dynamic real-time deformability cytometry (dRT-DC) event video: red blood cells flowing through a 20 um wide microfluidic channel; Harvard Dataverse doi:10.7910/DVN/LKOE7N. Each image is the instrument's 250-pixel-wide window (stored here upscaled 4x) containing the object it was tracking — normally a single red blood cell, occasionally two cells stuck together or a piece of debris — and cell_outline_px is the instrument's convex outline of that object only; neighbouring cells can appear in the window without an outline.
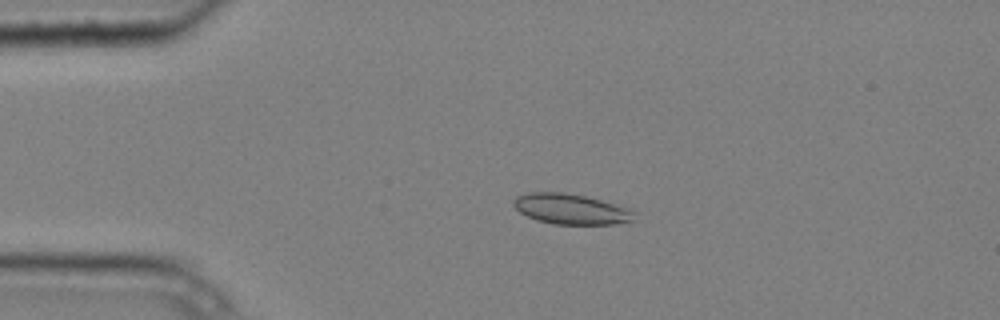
{"species": "common noctule bat (a hibernating species)", "species_latin": "Nyctalus noctula", "temperature_condition": "cold", "stored_images_in_passage": 5, "camera_frame_rate_fps": 3000, "um_per_image_px": 0.085, "animal": {"sex": "male", "body_mass_g": 20.4}, "frame": {"image": 1, "passage_image": 4, "time_ms": 1.0, "image_size_px": [1000, 320], "cell_outline_px": [[640, 212], [632, 220], [616, 224], [552, 224], [536, 220], [520, 212], [512, 204], [512, 200], [516, 196], [528, 192], [564, 192], [584, 196], [632, 208]], "centroid_in_image_um": [48.57, 17.77], "position_along_channel_um": 36.4, "area_um2": 21.68}}